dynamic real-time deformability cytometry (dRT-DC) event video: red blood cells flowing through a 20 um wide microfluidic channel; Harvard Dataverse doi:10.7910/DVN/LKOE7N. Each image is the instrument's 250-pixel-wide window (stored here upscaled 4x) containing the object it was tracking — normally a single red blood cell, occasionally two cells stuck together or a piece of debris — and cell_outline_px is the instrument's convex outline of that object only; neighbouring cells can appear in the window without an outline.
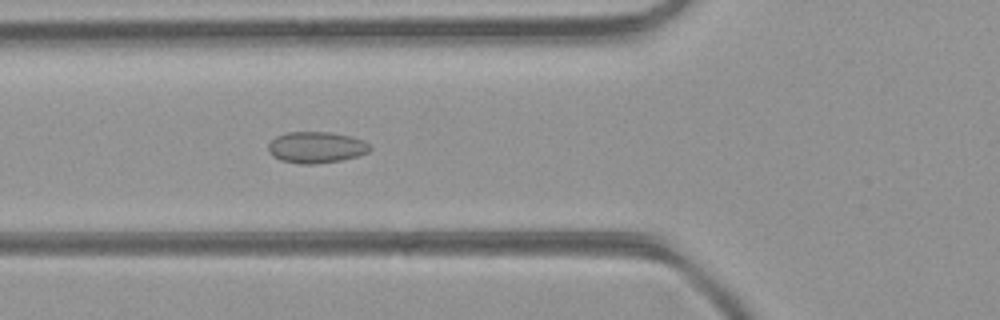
{"species": "common noctule bat (a hibernating species)", "species_latin": "Nyctalus noctula", "temperature_condition": "room temperature", "stored_images_in_passage": 35, "camera_frame_rate_fps": 3000, "um_per_image_px": 0.085, "animal": {"sex": "female", "body_mass_g": 21.9}, "frame": {"image": 1, "passage_image": 5, "time_ms": 1.333, "image_size_px": [1000, 320], "cell_outline_px": [[372, 148], [368, 152], [356, 156], [340, 160], [316, 164], [300, 164], [280, 160], [272, 156], [268, 152], [268, 144], [276, 136], [288, 132], [332, 132], [364, 140]], "centroid_in_image_um": [26.85, 12.53], "position_along_channel_um": 99.0, "area_um2": 18.55}}
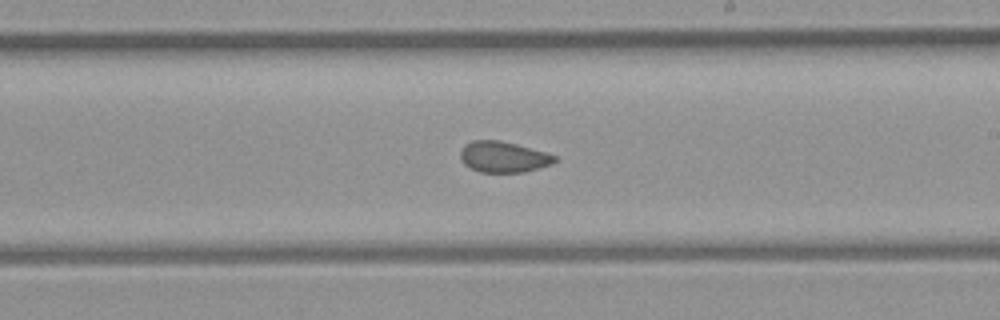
{"frame": {"image": 2, "passage_image": 15, "time_ms": 4.667, "image_size_px": [1000, 320], "cell_outline_px": [[556, 160], [552, 164], [524, 172], [480, 172], [464, 164], [460, 156], [460, 152], [464, 144], [472, 140], [500, 140], [516, 144], [544, 152], [556, 156]], "centroid_in_image_um": [42.76, 13.33], "position_along_channel_um": 246.2, "area_um2": 16.88}}
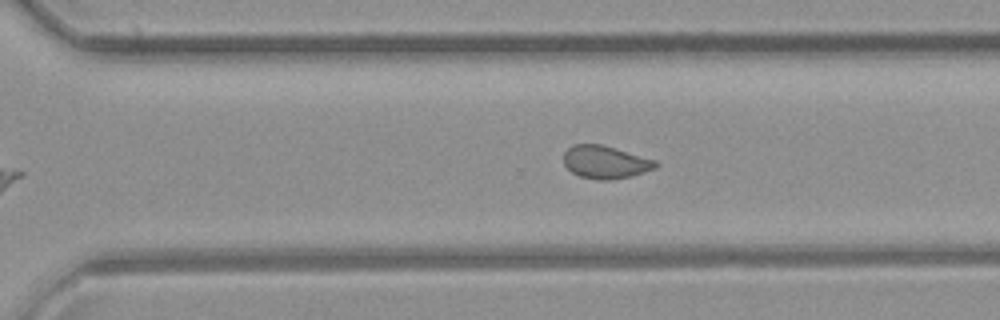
{"frame": {"image": 3, "passage_image": 20, "time_ms": 6.333, "image_size_px": [1000, 320], "cell_outline_px": [[660, 164], [656, 168], [632, 176], [612, 180], [596, 180], [580, 176], [572, 172], [564, 164], [564, 152], [572, 144], [600, 144], [656, 160]], "centroid_in_image_um": [51.46, 13.79], "position_along_channel_um": 319.1, "area_um2": 17.63}, "authors_computed_cell_mechanics": {"area_um2": 17.8024, "velocity_mm_per_s": 4.4064, "shape_relaxation_time_tau1_ms": null, "shape_relaxation_time_tau2_ms": 1.1203, "deformation_change_tau1": null, "deformation_change_tau2": 0.0548}}